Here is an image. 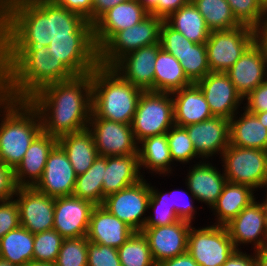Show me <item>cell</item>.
<instances>
[{
  "instance_id": "cell-1",
  "label": "cell",
  "mask_w": 267,
  "mask_h": 266,
  "mask_svg": "<svg viewBox=\"0 0 267 266\" xmlns=\"http://www.w3.org/2000/svg\"><path fill=\"white\" fill-rule=\"evenodd\" d=\"M71 34H93V24L52 0H5L0 5V50H41Z\"/></svg>"
},
{
  "instance_id": "cell-2",
  "label": "cell",
  "mask_w": 267,
  "mask_h": 266,
  "mask_svg": "<svg viewBox=\"0 0 267 266\" xmlns=\"http://www.w3.org/2000/svg\"><path fill=\"white\" fill-rule=\"evenodd\" d=\"M28 101L38 110L44 133L59 138L84 130L92 113L91 73L48 84Z\"/></svg>"
},
{
  "instance_id": "cell-3",
  "label": "cell",
  "mask_w": 267,
  "mask_h": 266,
  "mask_svg": "<svg viewBox=\"0 0 267 266\" xmlns=\"http://www.w3.org/2000/svg\"><path fill=\"white\" fill-rule=\"evenodd\" d=\"M75 75L48 52L41 50H0V93L15 100H28L38 90Z\"/></svg>"
},
{
  "instance_id": "cell-4",
  "label": "cell",
  "mask_w": 267,
  "mask_h": 266,
  "mask_svg": "<svg viewBox=\"0 0 267 266\" xmlns=\"http://www.w3.org/2000/svg\"><path fill=\"white\" fill-rule=\"evenodd\" d=\"M0 107L4 110L0 123V161L15 170L30 144L43 131L42 121L28 100H15L0 93Z\"/></svg>"
},
{
  "instance_id": "cell-5",
  "label": "cell",
  "mask_w": 267,
  "mask_h": 266,
  "mask_svg": "<svg viewBox=\"0 0 267 266\" xmlns=\"http://www.w3.org/2000/svg\"><path fill=\"white\" fill-rule=\"evenodd\" d=\"M92 113L124 124H131L143 92L123 79L111 67L98 65L91 72Z\"/></svg>"
},
{
  "instance_id": "cell-6",
  "label": "cell",
  "mask_w": 267,
  "mask_h": 266,
  "mask_svg": "<svg viewBox=\"0 0 267 266\" xmlns=\"http://www.w3.org/2000/svg\"><path fill=\"white\" fill-rule=\"evenodd\" d=\"M170 95L168 92H142L131 122L138 143L148 137L167 133L175 125L174 103Z\"/></svg>"
},
{
  "instance_id": "cell-7",
  "label": "cell",
  "mask_w": 267,
  "mask_h": 266,
  "mask_svg": "<svg viewBox=\"0 0 267 266\" xmlns=\"http://www.w3.org/2000/svg\"><path fill=\"white\" fill-rule=\"evenodd\" d=\"M163 19L149 14L133 27L117 32L100 50L99 65L112 67L124 55L160 43Z\"/></svg>"
},
{
  "instance_id": "cell-8",
  "label": "cell",
  "mask_w": 267,
  "mask_h": 266,
  "mask_svg": "<svg viewBox=\"0 0 267 266\" xmlns=\"http://www.w3.org/2000/svg\"><path fill=\"white\" fill-rule=\"evenodd\" d=\"M222 157L227 181L247 185L253 190L267 187V150L229 144Z\"/></svg>"
},
{
  "instance_id": "cell-9",
  "label": "cell",
  "mask_w": 267,
  "mask_h": 266,
  "mask_svg": "<svg viewBox=\"0 0 267 266\" xmlns=\"http://www.w3.org/2000/svg\"><path fill=\"white\" fill-rule=\"evenodd\" d=\"M253 42V28L246 25L230 30L211 31L205 42L210 71L229 70Z\"/></svg>"
},
{
  "instance_id": "cell-10",
  "label": "cell",
  "mask_w": 267,
  "mask_h": 266,
  "mask_svg": "<svg viewBox=\"0 0 267 266\" xmlns=\"http://www.w3.org/2000/svg\"><path fill=\"white\" fill-rule=\"evenodd\" d=\"M235 250L225 226L189 230L187 252L199 266H223Z\"/></svg>"
},
{
  "instance_id": "cell-11",
  "label": "cell",
  "mask_w": 267,
  "mask_h": 266,
  "mask_svg": "<svg viewBox=\"0 0 267 266\" xmlns=\"http://www.w3.org/2000/svg\"><path fill=\"white\" fill-rule=\"evenodd\" d=\"M48 52L75 76L91 73L99 65V51L93 34H71V38H55L50 42Z\"/></svg>"
},
{
  "instance_id": "cell-12",
  "label": "cell",
  "mask_w": 267,
  "mask_h": 266,
  "mask_svg": "<svg viewBox=\"0 0 267 266\" xmlns=\"http://www.w3.org/2000/svg\"><path fill=\"white\" fill-rule=\"evenodd\" d=\"M145 179L105 197L102 206L135 232H141L147 217H141L148 209L150 185ZM141 218V219H140Z\"/></svg>"
},
{
  "instance_id": "cell-13",
  "label": "cell",
  "mask_w": 267,
  "mask_h": 266,
  "mask_svg": "<svg viewBox=\"0 0 267 266\" xmlns=\"http://www.w3.org/2000/svg\"><path fill=\"white\" fill-rule=\"evenodd\" d=\"M88 124L99 156L138 154L139 146L131 124L97 118L93 113Z\"/></svg>"
},
{
  "instance_id": "cell-14",
  "label": "cell",
  "mask_w": 267,
  "mask_h": 266,
  "mask_svg": "<svg viewBox=\"0 0 267 266\" xmlns=\"http://www.w3.org/2000/svg\"><path fill=\"white\" fill-rule=\"evenodd\" d=\"M234 248L253 242L257 250L267 247V201H252L225 225ZM259 237V238H258ZM239 243V244H238Z\"/></svg>"
},
{
  "instance_id": "cell-15",
  "label": "cell",
  "mask_w": 267,
  "mask_h": 266,
  "mask_svg": "<svg viewBox=\"0 0 267 266\" xmlns=\"http://www.w3.org/2000/svg\"><path fill=\"white\" fill-rule=\"evenodd\" d=\"M18 204L20 224L32 234L53 229L54 198L35 187H18L15 197ZM19 196V197H18Z\"/></svg>"
},
{
  "instance_id": "cell-16",
  "label": "cell",
  "mask_w": 267,
  "mask_h": 266,
  "mask_svg": "<svg viewBox=\"0 0 267 266\" xmlns=\"http://www.w3.org/2000/svg\"><path fill=\"white\" fill-rule=\"evenodd\" d=\"M92 202L71 196L54 198V226L63 238L87 237Z\"/></svg>"
},
{
  "instance_id": "cell-17",
  "label": "cell",
  "mask_w": 267,
  "mask_h": 266,
  "mask_svg": "<svg viewBox=\"0 0 267 266\" xmlns=\"http://www.w3.org/2000/svg\"><path fill=\"white\" fill-rule=\"evenodd\" d=\"M149 13L137 0H128L108 9L93 23V37L99 51L117 32L133 27Z\"/></svg>"
},
{
  "instance_id": "cell-18",
  "label": "cell",
  "mask_w": 267,
  "mask_h": 266,
  "mask_svg": "<svg viewBox=\"0 0 267 266\" xmlns=\"http://www.w3.org/2000/svg\"><path fill=\"white\" fill-rule=\"evenodd\" d=\"M195 84L201 89L213 116L230 120L238 114L236 110L244 99L226 72H210Z\"/></svg>"
},
{
  "instance_id": "cell-19",
  "label": "cell",
  "mask_w": 267,
  "mask_h": 266,
  "mask_svg": "<svg viewBox=\"0 0 267 266\" xmlns=\"http://www.w3.org/2000/svg\"><path fill=\"white\" fill-rule=\"evenodd\" d=\"M160 43L144 46L120 58L111 68L143 91H154V70Z\"/></svg>"
},
{
  "instance_id": "cell-20",
  "label": "cell",
  "mask_w": 267,
  "mask_h": 266,
  "mask_svg": "<svg viewBox=\"0 0 267 266\" xmlns=\"http://www.w3.org/2000/svg\"><path fill=\"white\" fill-rule=\"evenodd\" d=\"M190 228L191 222L182 219L167 226L143 228L154 262L159 264L187 252Z\"/></svg>"
},
{
  "instance_id": "cell-21",
  "label": "cell",
  "mask_w": 267,
  "mask_h": 266,
  "mask_svg": "<svg viewBox=\"0 0 267 266\" xmlns=\"http://www.w3.org/2000/svg\"><path fill=\"white\" fill-rule=\"evenodd\" d=\"M76 179L66 153L57 144L49 153L43 175L34 187L53 198L71 196Z\"/></svg>"
},
{
  "instance_id": "cell-22",
  "label": "cell",
  "mask_w": 267,
  "mask_h": 266,
  "mask_svg": "<svg viewBox=\"0 0 267 266\" xmlns=\"http://www.w3.org/2000/svg\"><path fill=\"white\" fill-rule=\"evenodd\" d=\"M194 145L198 157L208 158L216 152L223 154L230 144V121L213 116L200 123L184 127Z\"/></svg>"
},
{
  "instance_id": "cell-23",
  "label": "cell",
  "mask_w": 267,
  "mask_h": 266,
  "mask_svg": "<svg viewBox=\"0 0 267 266\" xmlns=\"http://www.w3.org/2000/svg\"><path fill=\"white\" fill-rule=\"evenodd\" d=\"M265 68V55L253 42L226 73L244 99L266 80Z\"/></svg>"
},
{
  "instance_id": "cell-24",
  "label": "cell",
  "mask_w": 267,
  "mask_h": 266,
  "mask_svg": "<svg viewBox=\"0 0 267 266\" xmlns=\"http://www.w3.org/2000/svg\"><path fill=\"white\" fill-rule=\"evenodd\" d=\"M135 231L104 206L96 205L90 216L87 239L95 244L121 247Z\"/></svg>"
},
{
  "instance_id": "cell-25",
  "label": "cell",
  "mask_w": 267,
  "mask_h": 266,
  "mask_svg": "<svg viewBox=\"0 0 267 266\" xmlns=\"http://www.w3.org/2000/svg\"><path fill=\"white\" fill-rule=\"evenodd\" d=\"M57 144L58 138L43 131L33 140L22 162L14 170L18 187H34L37 184L43 175L49 153Z\"/></svg>"
},
{
  "instance_id": "cell-26",
  "label": "cell",
  "mask_w": 267,
  "mask_h": 266,
  "mask_svg": "<svg viewBox=\"0 0 267 266\" xmlns=\"http://www.w3.org/2000/svg\"><path fill=\"white\" fill-rule=\"evenodd\" d=\"M171 96L175 125L185 127L213 117L201 89L195 83L172 92Z\"/></svg>"
},
{
  "instance_id": "cell-27",
  "label": "cell",
  "mask_w": 267,
  "mask_h": 266,
  "mask_svg": "<svg viewBox=\"0 0 267 266\" xmlns=\"http://www.w3.org/2000/svg\"><path fill=\"white\" fill-rule=\"evenodd\" d=\"M138 154L106 156L103 176V202L107 195L118 192L140 181Z\"/></svg>"
},
{
  "instance_id": "cell-28",
  "label": "cell",
  "mask_w": 267,
  "mask_h": 266,
  "mask_svg": "<svg viewBox=\"0 0 267 266\" xmlns=\"http://www.w3.org/2000/svg\"><path fill=\"white\" fill-rule=\"evenodd\" d=\"M188 190L193 199L203 201L211 208L216 204L227 182L225 175L221 174L210 163H198L187 175Z\"/></svg>"
},
{
  "instance_id": "cell-29",
  "label": "cell",
  "mask_w": 267,
  "mask_h": 266,
  "mask_svg": "<svg viewBox=\"0 0 267 266\" xmlns=\"http://www.w3.org/2000/svg\"><path fill=\"white\" fill-rule=\"evenodd\" d=\"M58 145L66 153L77 176L84 174L99 156L88 128L59 137Z\"/></svg>"
},
{
  "instance_id": "cell-30",
  "label": "cell",
  "mask_w": 267,
  "mask_h": 266,
  "mask_svg": "<svg viewBox=\"0 0 267 266\" xmlns=\"http://www.w3.org/2000/svg\"><path fill=\"white\" fill-rule=\"evenodd\" d=\"M241 118L234 115L230 121V145L267 150V128L254 113L244 109ZM236 119H235V118Z\"/></svg>"
},
{
  "instance_id": "cell-31",
  "label": "cell",
  "mask_w": 267,
  "mask_h": 266,
  "mask_svg": "<svg viewBox=\"0 0 267 266\" xmlns=\"http://www.w3.org/2000/svg\"><path fill=\"white\" fill-rule=\"evenodd\" d=\"M253 189L247 185L227 181L216 204L212 207L217 215L218 224L225 226L246 206L255 200Z\"/></svg>"
},
{
  "instance_id": "cell-32",
  "label": "cell",
  "mask_w": 267,
  "mask_h": 266,
  "mask_svg": "<svg viewBox=\"0 0 267 266\" xmlns=\"http://www.w3.org/2000/svg\"><path fill=\"white\" fill-rule=\"evenodd\" d=\"M192 84L180 61L161 48L155 61L154 91L172 93Z\"/></svg>"
},
{
  "instance_id": "cell-33",
  "label": "cell",
  "mask_w": 267,
  "mask_h": 266,
  "mask_svg": "<svg viewBox=\"0 0 267 266\" xmlns=\"http://www.w3.org/2000/svg\"><path fill=\"white\" fill-rule=\"evenodd\" d=\"M164 21L195 44L205 43L211 32L205 23L204 17L191 1L172 13Z\"/></svg>"
},
{
  "instance_id": "cell-34",
  "label": "cell",
  "mask_w": 267,
  "mask_h": 266,
  "mask_svg": "<svg viewBox=\"0 0 267 266\" xmlns=\"http://www.w3.org/2000/svg\"><path fill=\"white\" fill-rule=\"evenodd\" d=\"M34 234L20 226L0 239V258L16 266L33 261Z\"/></svg>"
},
{
  "instance_id": "cell-35",
  "label": "cell",
  "mask_w": 267,
  "mask_h": 266,
  "mask_svg": "<svg viewBox=\"0 0 267 266\" xmlns=\"http://www.w3.org/2000/svg\"><path fill=\"white\" fill-rule=\"evenodd\" d=\"M138 148L139 169L145 168L155 171L156 174L169 173L171 170L170 149L168 146L167 133L155 135L142 140Z\"/></svg>"
},
{
  "instance_id": "cell-36",
  "label": "cell",
  "mask_w": 267,
  "mask_h": 266,
  "mask_svg": "<svg viewBox=\"0 0 267 266\" xmlns=\"http://www.w3.org/2000/svg\"><path fill=\"white\" fill-rule=\"evenodd\" d=\"M106 169V157L98 156L92 166L77 176L72 195L94 205L103 204V176Z\"/></svg>"
},
{
  "instance_id": "cell-37",
  "label": "cell",
  "mask_w": 267,
  "mask_h": 266,
  "mask_svg": "<svg viewBox=\"0 0 267 266\" xmlns=\"http://www.w3.org/2000/svg\"><path fill=\"white\" fill-rule=\"evenodd\" d=\"M205 19L210 31L230 30L241 26L227 0H190Z\"/></svg>"
},
{
  "instance_id": "cell-38",
  "label": "cell",
  "mask_w": 267,
  "mask_h": 266,
  "mask_svg": "<svg viewBox=\"0 0 267 266\" xmlns=\"http://www.w3.org/2000/svg\"><path fill=\"white\" fill-rule=\"evenodd\" d=\"M122 266H157L154 262L147 238L142 232H134L118 248Z\"/></svg>"
},
{
  "instance_id": "cell-39",
  "label": "cell",
  "mask_w": 267,
  "mask_h": 266,
  "mask_svg": "<svg viewBox=\"0 0 267 266\" xmlns=\"http://www.w3.org/2000/svg\"><path fill=\"white\" fill-rule=\"evenodd\" d=\"M179 61L184 73L192 83H197L211 72L205 43L194 44L183 55L179 56Z\"/></svg>"
},
{
  "instance_id": "cell-40",
  "label": "cell",
  "mask_w": 267,
  "mask_h": 266,
  "mask_svg": "<svg viewBox=\"0 0 267 266\" xmlns=\"http://www.w3.org/2000/svg\"><path fill=\"white\" fill-rule=\"evenodd\" d=\"M162 193L150 186V199L148 208L155 210V216H149L146 219L143 228H152L171 225L180 220L177 216L174 206L170 205L169 194Z\"/></svg>"
},
{
  "instance_id": "cell-41",
  "label": "cell",
  "mask_w": 267,
  "mask_h": 266,
  "mask_svg": "<svg viewBox=\"0 0 267 266\" xmlns=\"http://www.w3.org/2000/svg\"><path fill=\"white\" fill-rule=\"evenodd\" d=\"M63 240L54 229L34 234L33 261L55 264Z\"/></svg>"
},
{
  "instance_id": "cell-42",
  "label": "cell",
  "mask_w": 267,
  "mask_h": 266,
  "mask_svg": "<svg viewBox=\"0 0 267 266\" xmlns=\"http://www.w3.org/2000/svg\"><path fill=\"white\" fill-rule=\"evenodd\" d=\"M87 237L64 238L55 266H87Z\"/></svg>"
},
{
  "instance_id": "cell-43",
  "label": "cell",
  "mask_w": 267,
  "mask_h": 266,
  "mask_svg": "<svg viewBox=\"0 0 267 266\" xmlns=\"http://www.w3.org/2000/svg\"><path fill=\"white\" fill-rule=\"evenodd\" d=\"M167 140L172 161L187 163L198 156L184 127L172 126L167 131Z\"/></svg>"
},
{
  "instance_id": "cell-44",
  "label": "cell",
  "mask_w": 267,
  "mask_h": 266,
  "mask_svg": "<svg viewBox=\"0 0 267 266\" xmlns=\"http://www.w3.org/2000/svg\"><path fill=\"white\" fill-rule=\"evenodd\" d=\"M227 2L241 25L253 28L265 15L259 0H227Z\"/></svg>"
},
{
  "instance_id": "cell-45",
  "label": "cell",
  "mask_w": 267,
  "mask_h": 266,
  "mask_svg": "<svg viewBox=\"0 0 267 266\" xmlns=\"http://www.w3.org/2000/svg\"><path fill=\"white\" fill-rule=\"evenodd\" d=\"M195 43L188 40L182 33L171 28L165 21L160 28L161 48L170 53L179 61V56L183 55Z\"/></svg>"
},
{
  "instance_id": "cell-46",
  "label": "cell",
  "mask_w": 267,
  "mask_h": 266,
  "mask_svg": "<svg viewBox=\"0 0 267 266\" xmlns=\"http://www.w3.org/2000/svg\"><path fill=\"white\" fill-rule=\"evenodd\" d=\"M87 266H122L118 249L88 241Z\"/></svg>"
},
{
  "instance_id": "cell-47",
  "label": "cell",
  "mask_w": 267,
  "mask_h": 266,
  "mask_svg": "<svg viewBox=\"0 0 267 266\" xmlns=\"http://www.w3.org/2000/svg\"><path fill=\"white\" fill-rule=\"evenodd\" d=\"M19 209L16 200L0 202V239L9 231L20 227Z\"/></svg>"
},
{
  "instance_id": "cell-48",
  "label": "cell",
  "mask_w": 267,
  "mask_h": 266,
  "mask_svg": "<svg viewBox=\"0 0 267 266\" xmlns=\"http://www.w3.org/2000/svg\"><path fill=\"white\" fill-rule=\"evenodd\" d=\"M17 189L14 169L0 161V202L13 199Z\"/></svg>"
},
{
  "instance_id": "cell-49",
  "label": "cell",
  "mask_w": 267,
  "mask_h": 266,
  "mask_svg": "<svg viewBox=\"0 0 267 266\" xmlns=\"http://www.w3.org/2000/svg\"><path fill=\"white\" fill-rule=\"evenodd\" d=\"M246 110L250 113L267 111V80L257 86L246 97Z\"/></svg>"
},
{
  "instance_id": "cell-50",
  "label": "cell",
  "mask_w": 267,
  "mask_h": 266,
  "mask_svg": "<svg viewBox=\"0 0 267 266\" xmlns=\"http://www.w3.org/2000/svg\"><path fill=\"white\" fill-rule=\"evenodd\" d=\"M56 5L75 12L92 23L93 0H52Z\"/></svg>"
},
{
  "instance_id": "cell-51",
  "label": "cell",
  "mask_w": 267,
  "mask_h": 266,
  "mask_svg": "<svg viewBox=\"0 0 267 266\" xmlns=\"http://www.w3.org/2000/svg\"><path fill=\"white\" fill-rule=\"evenodd\" d=\"M175 192H178V193H183V194H185V195H188V193L187 192H185V191H182V190H174ZM174 191H170L169 193V202H170V205L171 206H174V210H175V212H176V214H177V216L180 218V219H182V220H186V221H189V222H191L192 221V219H193V217H194V212H195V210H194V206L192 205V201H190L189 202V200L187 201V204H186V202L185 203H181L180 204V202L179 203H177L176 201H178L179 199H177V197L175 196V195H177ZM182 194V195H183ZM181 195V196H182ZM184 196V195H183ZM187 197V196H186ZM170 198H172V199H170ZM176 198V199H175ZM173 199L175 200V201H173ZM186 199H188V198H186ZM171 200V201H170ZM183 201H185V200H183ZM189 202V203H188Z\"/></svg>"
},
{
  "instance_id": "cell-52",
  "label": "cell",
  "mask_w": 267,
  "mask_h": 266,
  "mask_svg": "<svg viewBox=\"0 0 267 266\" xmlns=\"http://www.w3.org/2000/svg\"><path fill=\"white\" fill-rule=\"evenodd\" d=\"M254 43L260 48L262 53L267 55V13L253 27Z\"/></svg>"
},
{
  "instance_id": "cell-53",
  "label": "cell",
  "mask_w": 267,
  "mask_h": 266,
  "mask_svg": "<svg viewBox=\"0 0 267 266\" xmlns=\"http://www.w3.org/2000/svg\"><path fill=\"white\" fill-rule=\"evenodd\" d=\"M190 0H159L158 1V17L165 20L172 13L182 6L188 4Z\"/></svg>"
},
{
  "instance_id": "cell-54",
  "label": "cell",
  "mask_w": 267,
  "mask_h": 266,
  "mask_svg": "<svg viewBox=\"0 0 267 266\" xmlns=\"http://www.w3.org/2000/svg\"><path fill=\"white\" fill-rule=\"evenodd\" d=\"M254 255L247 256L246 253L241 252L238 248L230 255L223 266H256V251Z\"/></svg>"
},
{
  "instance_id": "cell-55",
  "label": "cell",
  "mask_w": 267,
  "mask_h": 266,
  "mask_svg": "<svg viewBox=\"0 0 267 266\" xmlns=\"http://www.w3.org/2000/svg\"><path fill=\"white\" fill-rule=\"evenodd\" d=\"M128 0H93L92 4V24L108 9Z\"/></svg>"
},
{
  "instance_id": "cell-56",
  "label": "cell",
  "mask_w": 267,
  "mask_h": 266,
  "mask_svg": "<svg viewBox=\"0 0 267 266\" xmlns=\"http://www.w3.org/2000/svg\"><path fill=\"white\" fill-rule=\"evenodd\" d=\"M157 266H199L188 252L178 255L174 258L166 259Z\"/></svg>"
},
{
  "instance_id": "cell-57",
  "label": "cell",
  "mask_w": 267,
  "mask_h": 266,
  "mask_svg": "<svg viewBox=\"0 0 267 266\" xmlns=\"http://www.w3.org/2000/svg\"><path fill=\"white\" fill-rule=\"evenodd\" d=\"M149 13L158 17V1L159 0H137Z\"/></svg>"
},
{
  "instance_id": "cell-58",
  "label": "cell",
  "mask_w": 267,
  "mask_h": 266,
  "mask_svg": "<svg viewBox=\"0 0 267 266\" xmlns=\"http://www.w3.org/2000/svg\"><path fill=\"white\" fill-rule=\"evenodd\" d=\"M256 266H267V247L256 251Z\"/></svg>"
},
{
  "instance_id": "cell-59",
  "label": "cell",
  "mask_w": 267,
  "mask_h": 266,
  "mask_svg": "<svg viewBox=\"0 0 267 266\" xmlns=\"http://www.w3.org/2000/svg\"><path fill=\"white\" fill-rule=\"evenodd\" d=\"M263 126L267 128V111L254 113Z\"/></svg>"
},
{
  "instance_id": "cell-60",
  "label": "cell",
  "mask_w": 267,
  "mask_h": 266,
  "mask_svg": "<svg viewBox=\"0 0 267 266\" xmlns=\"http://www.w3.org/2000/svg\"><path fill=\"white\" fill-rule=\"evenodd\" d=\"M24 266H55V264L31 261L26 263Z\"/></svg>"
},
{
  "instance_id": "cell-61",
  "label": "cell",
  "mask_w": 267,
  "mask_h": 266,
  "mask_svg": "<svg viewBox=\"0 0 267 266\" xmlns=\"http://www.w3.org/2000/svg\"><path fill=\"white\" fill-rule=\"evenodd\" d=\"M259 3L264 13H267V0H259Z\"/></svg>"
},
{
  "instance_id": "cell-62",
  "label": "cell",
  "mask_w": 267,
  "mask_h": 266,
  "mask_svg": "<svg viewBox=\"0 0 267 266\" xmlns=\"http://www.w3.org/2000/svg\"><path fill=\"white\" fill-rule=\"evenodd\" d=\"M0 266H16V265L10 263L9 261L5 259L0 258Z\"/></svg>"
},
{
  "instance_id": "cell-63",
  "label": "cell",
  "mask_w": 267,
  "mask_h": 266,
  "mask_svg": "<svg viewBox=\"0 0 267 266\" xmlns=\"http://www.w3.org/2000/svg\"><path fill=\"white\" fill-rule=\"evenodd\" d=\"M265 69H267V55L265 56ZM266 71V77H267V70H265ZM266 80H267V78H266Z\"/></svg>"
}]
</instances>
